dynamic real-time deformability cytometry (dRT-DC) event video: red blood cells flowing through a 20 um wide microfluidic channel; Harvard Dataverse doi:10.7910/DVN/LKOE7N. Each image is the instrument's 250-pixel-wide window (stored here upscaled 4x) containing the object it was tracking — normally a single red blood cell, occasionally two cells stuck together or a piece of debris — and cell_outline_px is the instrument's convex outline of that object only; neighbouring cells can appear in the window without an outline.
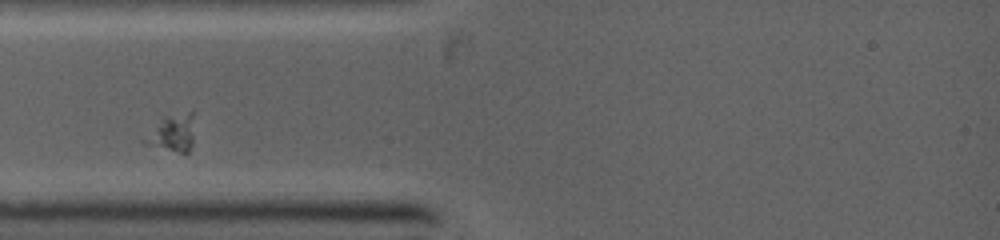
{"species": "common noctule bat (a hibernating species)", "species_latin": "Nyctalus noctula", "temperature_condition": "warm", "stored_images_in_passage": 12, "camera_frame_rate_fps": 5000, "um_per_image_px": 0.085, "animal": {"sex": "female", "body_mass_g": 19.0, "forearm_length_mm": 53.3}, "frame": {"image": 1, "passage_image": 2, "time_ms": 0.8, "image_size_px": [1000, 240], "cell_outline_px": [[192, 144], [188, 152], [180, 152], [144, 144], [140, 140], [164, 116], [188, 112], [192, 112]], "centroid_in_image_um": [14.59, 11.31], "position_along_channel_um": 70.4, "area_um2": 10.46}}
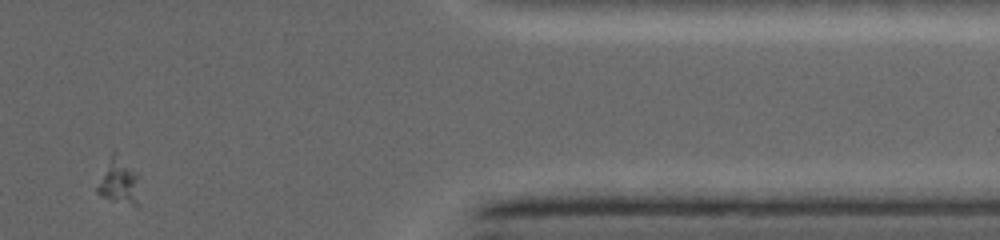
{"frame": {"image": 2, "passage_image": 11, "time_ms": 9.0, "image_size_px": [1000, 240], "cell_outline_px": [[140, 204], [136, 208], [112, 200], [96, 192], [96, 188], [112, 152], [116, 152], [136, 172]], "centroid_in_image_um": [10.15, 15.48], "position_along_channel_um": 401.3, "area_um2": 11.1}}